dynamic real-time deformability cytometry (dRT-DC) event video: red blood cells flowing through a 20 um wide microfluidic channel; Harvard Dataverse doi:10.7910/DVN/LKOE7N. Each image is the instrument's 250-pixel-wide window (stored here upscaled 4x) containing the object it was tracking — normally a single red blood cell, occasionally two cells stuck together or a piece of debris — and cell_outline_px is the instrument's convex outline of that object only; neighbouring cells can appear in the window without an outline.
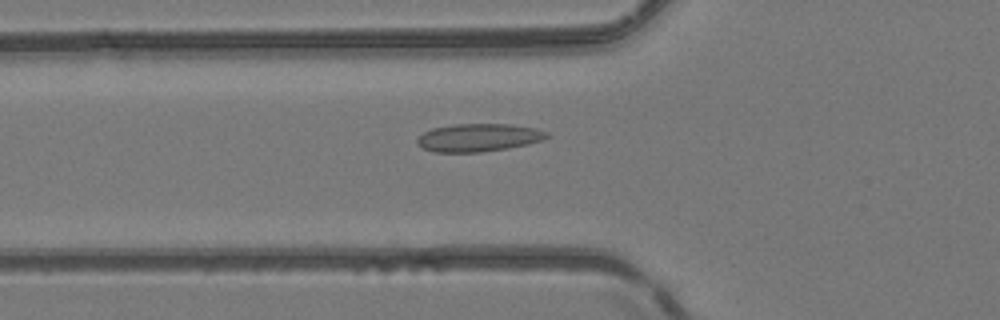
{"species": "common noctule bat (a hibernating species)", "species_latin": "Nyctalus noctula", "temperature_condition": "room temperature", "stored_images_in_passage": 20, "camera_frame_rate_fps": 3000, "um_per_image_px": 0.085, "animal": {"sex": "female", "body_mass_g": 24.6, "forearm_length_mm": 56.2}, "frame": {"image": 1, "passage_image": 10, "time_ms": 3.0, "image_size_px": [1000, 320], "cell_outline_px": [[548, 136], [540, 140], [528, 144], [508, 148], [480, 152], [432, 152], [416, 144], [416, 140], [424, 132], [432, 128], [452, 124], [512, 124], [536, 128], [548, 132]], "centroid_in_image_um": [40.65, 11.69], "position_along_channel_um": 85.1, "area_um2": 21.1}}
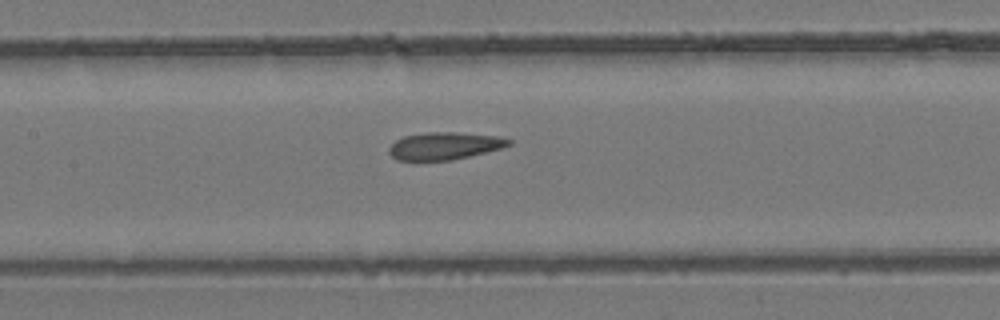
{"frame": {"image": 2, "passage_image": 16, "time_ms": 5.0, "image_size_px": [1000, 320], "cell_outline_px": [[512, 144], [500, 148], [452, 160], [396, 160], [388, 152], [388, 148], [396, 140], [404, 136], [428, 132], [452, 132], [496, 136], [512, 140]], "centroid_in_image_um": [37.74, 12.4], "position_along_channel_um": 169.7, "area_um2": 18.84}}
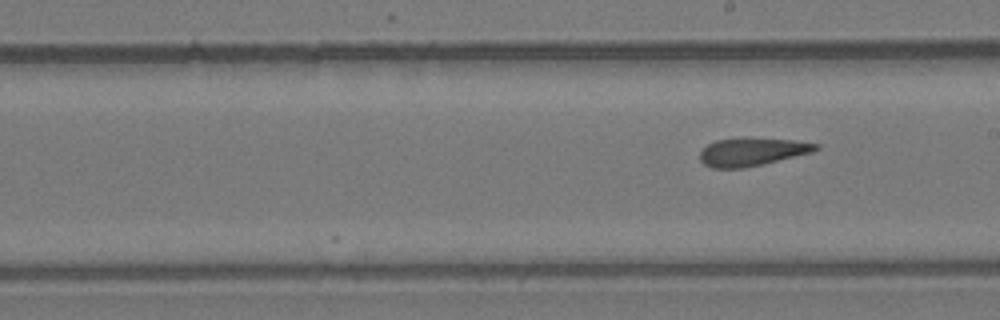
{"frame": {"image": 3, "passage_image": 20, "time_ms": 6.333, "image_size_px": [1000, 320], "cell_outline_px": [[820, 148], [812, 152], [744, 168], [712, 168], [704, 164], [700, 160], [700, 152], [708, 144], [716, 140], [796, 140], [820, 144]], "centroid_in_image_um": [63.93, 12.94], "position_along_channel_um": 225.1, "area_um2": 18.09}}